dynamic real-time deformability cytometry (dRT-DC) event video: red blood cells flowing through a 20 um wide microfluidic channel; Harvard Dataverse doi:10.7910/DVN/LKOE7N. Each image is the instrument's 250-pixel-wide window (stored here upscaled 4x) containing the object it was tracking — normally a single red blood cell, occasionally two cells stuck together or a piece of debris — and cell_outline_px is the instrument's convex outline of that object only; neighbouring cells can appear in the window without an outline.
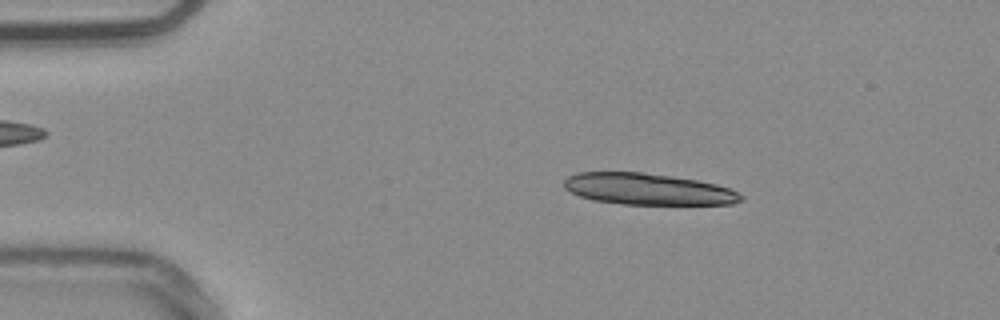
{"species": "common noctule bat (a hibernating species)", "species_latin": "Nyctalus noctula", "temperature_condition": "warm", "stored_images_in_passage": 26, "camera_frame_rate_fps": 3000, "um_per_image_px": 0.085, "animal": {"sex": "male", "body_mass_g": 20.4}, "frame": {"image": 1, "passage_image": 9, "time_ms": 2.667, "image_size_px": [1000, 320], "cell_outline_px": [[744, 200], [732, 204], [624, 204], [592, 200], [580, 196], [564, 188], [564, 180], [568, 176], [576, 172], [644, 172], [672, 176], [696, 180], [716, 184], [728, 188], [744, 196]], "centroid_in_image_um": [55.06, 16.07], "position_along_channel_um": 29.9, "area_um2": 32.37}}
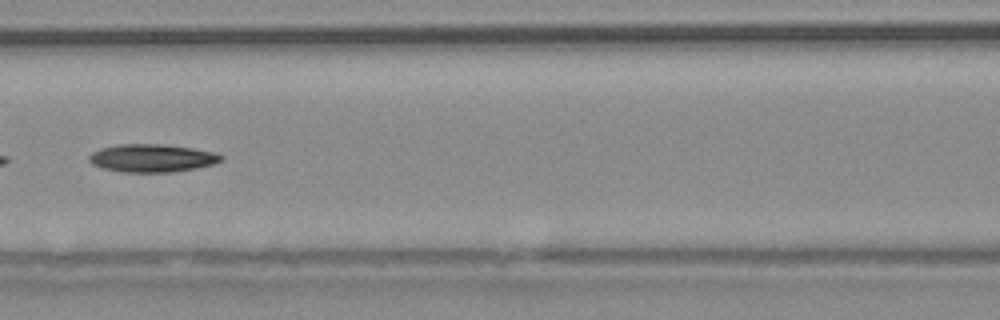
{"frame": {"image": 2, "passage_image": 24, "time_ms": 7.667, "image_size_px": [1000, 320], "cell_outline_px": [[224, 160], [216, 164], [196, 168], [172, 172], [120, 172], [104, 168], [92, 164], [88, 160], [88, 156], [92, 152], [100, 148], [116, 144], [164, 144], [192, 148], [212, 152], [224, 156]], "centroid_in_image_um": [12.92, 13.44], "position_along_channel_um": 153.7, "area_um2": 21.68}}